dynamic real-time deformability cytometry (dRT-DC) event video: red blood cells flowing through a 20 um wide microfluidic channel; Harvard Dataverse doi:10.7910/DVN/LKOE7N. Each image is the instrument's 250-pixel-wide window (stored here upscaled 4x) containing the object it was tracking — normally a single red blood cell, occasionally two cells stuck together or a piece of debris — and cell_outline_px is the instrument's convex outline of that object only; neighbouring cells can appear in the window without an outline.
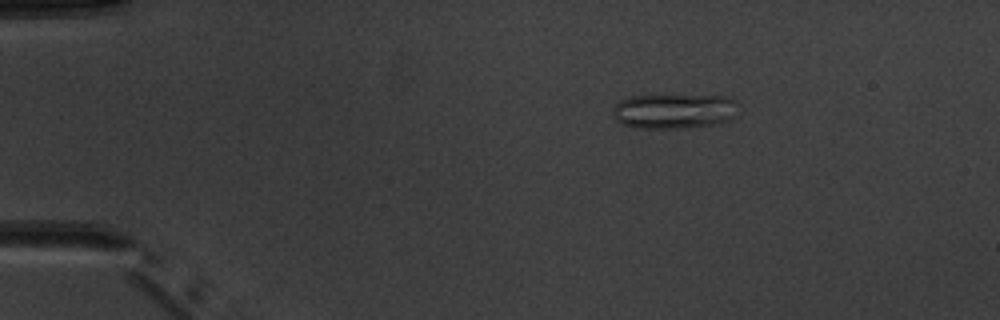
{"species": "common noctule bat (a hibernating species)", "species_latin": "Nyctalus noctula", "temperature_condition": "warm", "stored_images_in_passage": 4, "camera_frame_rate_fps": 3000, "um_per_image_px": 0.085, "animal": {"sex": "male", "body_mass_g": 20.1, "forearm_length_mm": 53.5}, "frame": {"image": 1, "passage_image": 2, "time_ms": 1.0, "image_size_px": [1000, 320], "cell_outline_px": [[740, 116], [728, 120], [712, 124], [680, 128], [640, 128], [620, 124], [616, 120], [612, 112], [612, 108], [620, 100], [632, 96], [732, 96], [736, 100]], "centroid_in_image_um": [57.34, 9.44], "position_along_channel_um": 27.7, "area_um2": 25.72}}